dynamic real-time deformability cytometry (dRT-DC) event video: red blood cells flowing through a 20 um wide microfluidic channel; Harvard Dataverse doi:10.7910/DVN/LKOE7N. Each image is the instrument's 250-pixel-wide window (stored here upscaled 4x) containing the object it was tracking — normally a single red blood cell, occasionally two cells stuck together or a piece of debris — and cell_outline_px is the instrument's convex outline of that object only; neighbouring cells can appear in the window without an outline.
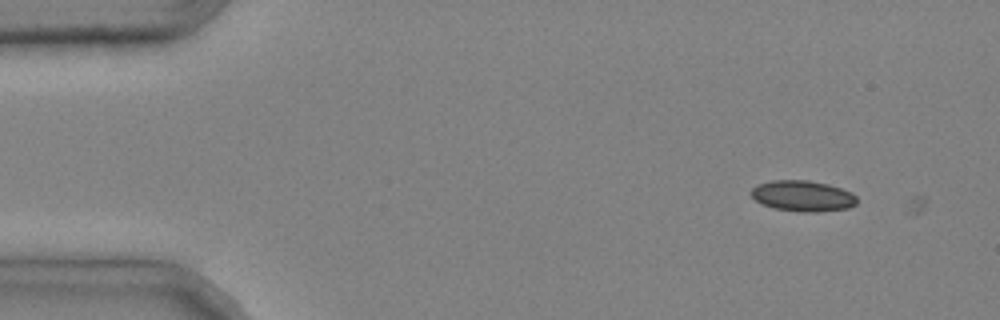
{"species": "common noctule bat (a hibernating species)", "species_latin": "Nyctalus noctula", "temperature_condition": "cold", "stored_images_in_passage": 2, "camera_frame_rate_fps": 3000, "um_per_image_px": 0.085, "animal": {"sex": "male", "body_mass_g": 20.4}, "frame": {"image": 1, "passage_image": 1, "time_ms": 0.0, "image_size_px": [1000, 320], "cell_outline_px": [[856, 204], [848, 208], [816, 212], [804, 212], [776, 208], [764, 204], [756, 200], [748, 192], [756, 184], [772, 180], [808, 180], [828, 184], [852, 192], [856, 196]], "centroid_in_image_um": [68.22, 16.64], "position_along_channel_um": 16.8, "area_um2": 18.96}}